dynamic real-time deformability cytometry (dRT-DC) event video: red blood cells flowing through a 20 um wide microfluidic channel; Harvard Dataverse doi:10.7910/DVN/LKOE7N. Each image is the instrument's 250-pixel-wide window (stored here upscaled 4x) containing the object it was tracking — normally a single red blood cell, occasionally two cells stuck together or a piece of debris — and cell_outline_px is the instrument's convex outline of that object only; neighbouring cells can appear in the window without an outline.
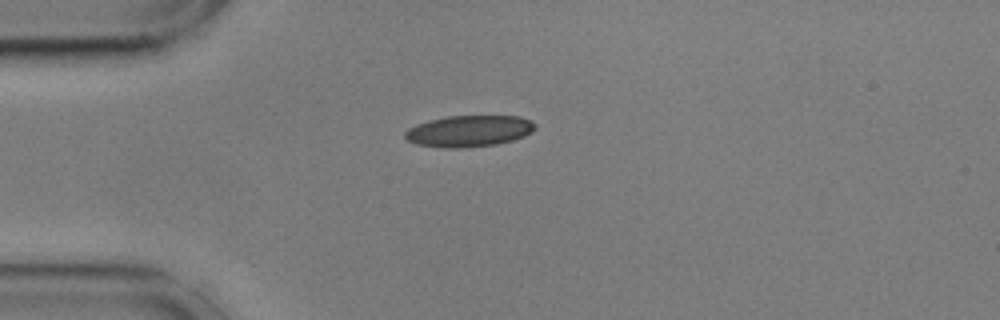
{"species": "common noctule bat (a hibernating species)", "species_latin": "Nyctalus noctula", "temperature_condition": "cold", "stored_images_in_passage": 42, "camera_frame_rate_fps": 3000, "um_per_image_px": 0.085, "animal": {"sex": "male", "body_mass_g": 17.9, "forearm_length_mm": 54.2}, "frame": {"image": 1, "passage_image": 1, "time_ms": 0.0, "image_size_px": [1000, 320], "cell_outline_px": [[536, 128], [532, 132], [524, 136], [512, 140], [496, 144], [464, 148], [444, 148], [416, 144], [408, 140], [404, 136], [404, 132], [408, 128], [416, 124], [428, 120], [448, 116], [520, 116], [536, 124]], "centroid_in_image_um": [39.84, 11.14], "position_along_channel_um": 45.2, "area_um2": 23.87}}
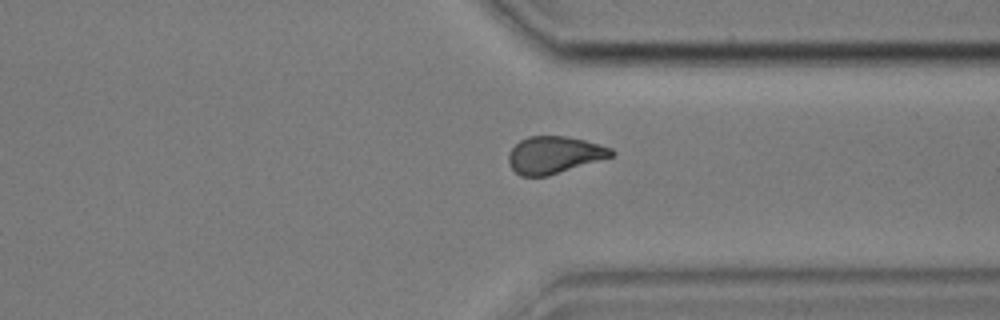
{"frame": {"image": 2, "passage_image": 29, "time_ms": 9.333, "image_size_px": [1000, 320], "cell_outline_px": [[616, 152], [612, 156], [548, 176], [520, 176], [508, 164], [508, 156], [512, 148], [520, 140], [528, 136], [564, 136], [584, 140], [600, 144], [612, 148]], "centroid_in_image_um": [47.1, 13.16], "position_along_channel_um": 364.3, "area_um2": 22.14}}
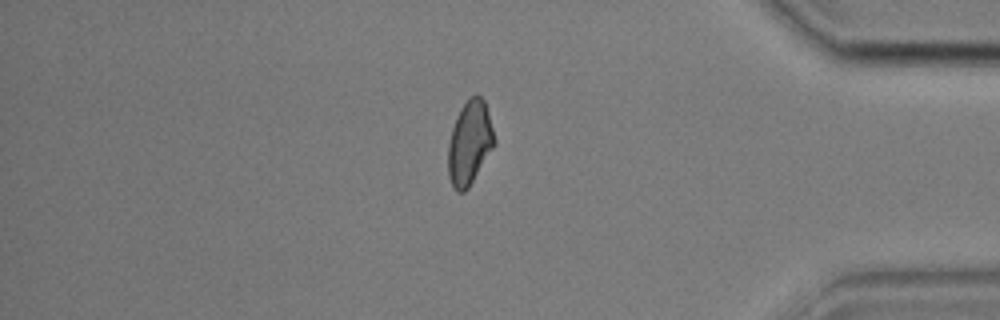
{"frame": {"image": 3, "passage_image": 34, "time_ms": 11.0, "image_size_px": [1000, 320], "cell_outline_px": [[496, 144], [468, 188], [464, 192], [456, 192], [452, 188], [448, 176], [448, 144], [452, 128], [456, 116], [460, 108], [472, 96], [480, 96], [484, 100], [488, 112], [496, 140]], "centroid_in_image_um": [39.91, 12.18], "position_along_channel_um": 395.3, "area_um2": 22.66}, "authors_computed_cell_mechanics": {"area_um2": 22.8599, "velocity_mm_per_s": 3.597, "shape_relaxation_time_tau1_ms": null, "shape_relaxation_time_tau2_ms": 4.0199, "deformation_change_tau1": null, "deformation_change_tau2": 0.0957}}